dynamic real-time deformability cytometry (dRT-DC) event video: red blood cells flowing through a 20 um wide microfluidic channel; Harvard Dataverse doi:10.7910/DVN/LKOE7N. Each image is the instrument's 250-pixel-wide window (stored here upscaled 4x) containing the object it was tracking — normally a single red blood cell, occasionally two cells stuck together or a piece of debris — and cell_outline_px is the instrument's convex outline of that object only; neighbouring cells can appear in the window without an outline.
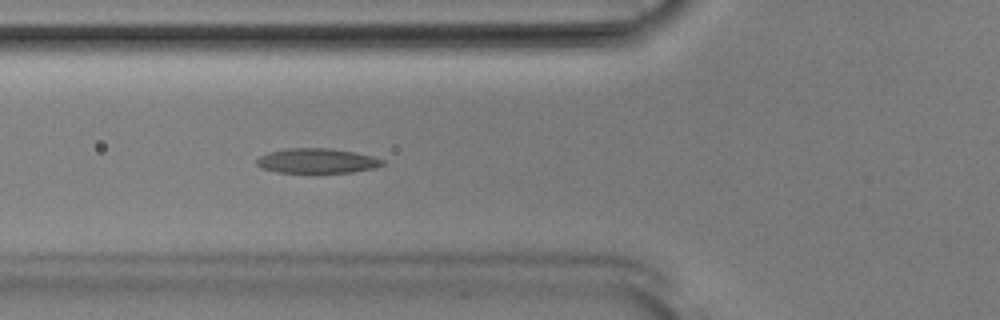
{"species": "Egyptian fruit bat (a non-hibernating species)", "species_latin": "Rousettus aegyptiacus", "temperature_condition": "room temperature", "stored_images_in_passage": 46, "camera_frame_rate_fps": 3000, "um_per_image_px": 0.085, "animal": {"sex": "male"}, "frame": {"image": 1, "passage_image": 13, "time_ms": 4.0, "image_size_px": [1000, 320], "cell_outline_px": [[384, 164], [376, 168], [352, 172], [276, 172], [264, 168], [256, 164], [256, 160], [260, 156], [268, 152], [288, 148], [332, 148], [372, 156], [384, 160]], "centroid_in_image_um": [26.95, 13.66], "position_along_channel_um": 98.8, "area_um2": 18.03}}
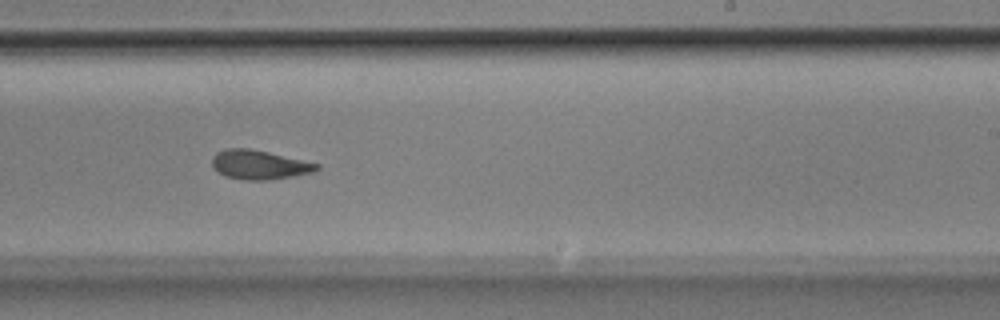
{"frame": {"image": 2, "passage_image": 26, "time_ms": 8.333, "image_size_px": [1000, 320], "cell_outline_px": [[320, 168], [312, 172], [292, 176], [268, 180], [248, 180], [224, 176], [212, 168], [212, 156], [216, 152], [224, 148], [248, 148], [268, 152], [320, 164]], "centroid_in_image_um": [21.99, 13.99], "position_along_channel_um": 267.0, "area_um2": 17.8}}
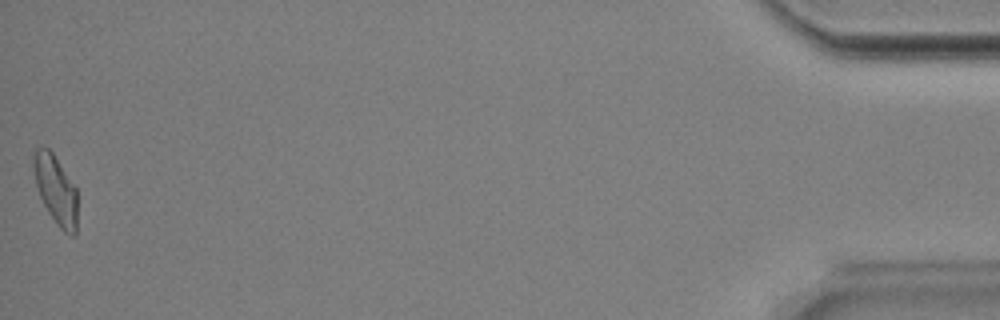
{"frame": {"image": 3, "passage_image": 46, "time_ms": 15.0, "image_size_px": [1000, 320], "cell_outline_px": [[76, 232], [72, 236], [64, 232], [56, 224], [48, 212], [40, 196], [36, 184], [32, 164], [32, 156], [36, 148], [48, 148], [52, 152], [76, 188]], "centroid_in_image_um": [4.72, 16.13], "position_along_channel_um": 430.5, "area_um2": 17.34}, "authors_computed_cell_mechanics": {"area_um2": 18.0336, "velocity_mm_per_s": 3.8763, "shape_relaxation_time_tau1_ms": 5.8704, "shape_relaxation_time_tau2_ms": 3.3319, "deformation_change_tau1": 0.1701, "deformation_change_tau2": 0.1074}}